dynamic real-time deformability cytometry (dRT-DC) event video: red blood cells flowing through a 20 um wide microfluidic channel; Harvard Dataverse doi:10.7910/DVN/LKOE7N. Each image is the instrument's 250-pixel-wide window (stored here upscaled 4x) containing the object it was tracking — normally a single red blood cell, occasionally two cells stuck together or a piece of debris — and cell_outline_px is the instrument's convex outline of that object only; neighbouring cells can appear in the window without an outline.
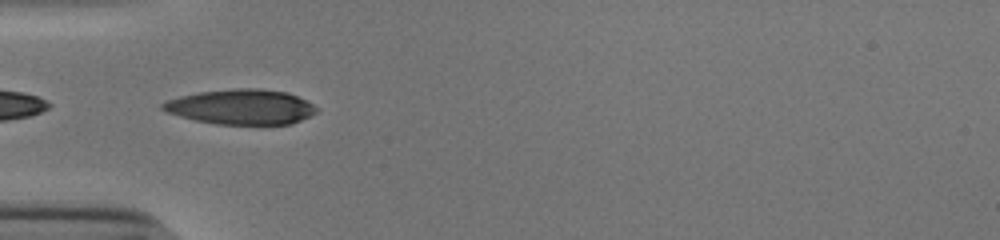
{"species": "human", "species_latin": "Homo sapiens", "temperature_condition": "cold", "stored_images_in_passage": 7, "camera_frame_rate_fps": 3000, "um_per_image_px": 0.085, "donor": {"sex": "male"}, "frame": {"image": 1, "passage_image": 1, "time_ms": 0.0, "image_size_px": [1000, 240], "cell_outline_px": [[320, 108], [316, 112], [292, 124], [216, 124], [196, 120], [180, 116], [168, 112], [160, 108], [160, 104], [168, 100], [180, 96], [200, 92], [236, 88], [260, 88], [288, 92]], "centroid_in_image_um": [20.51, 9.08], "position_along_channel_um": 64.5, "area_um2": 31.27}}
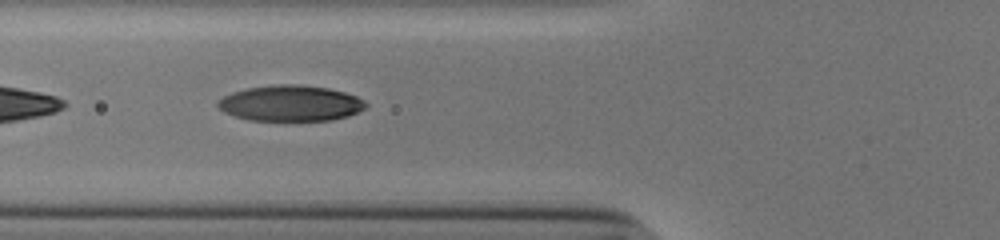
{"frame": {"image": 2, "passage_image": 4, "time_ms": 1.0, "image_size_px": [1000, 240], "cell_outline_px": [[368, 104], [364, 108], [348, 116], [332, 120], [248, 120], [224, 112], [216, 104], [224, 96], [232, 92], [248, 88], [280, 84], [296, 84], [328, 88], [344, 92], [356, 96], [364, 100]], "centroid_in_image_um": [24.71, 8.77], "position_along_channel_um": 101.1, "area_um2": 30.58}}
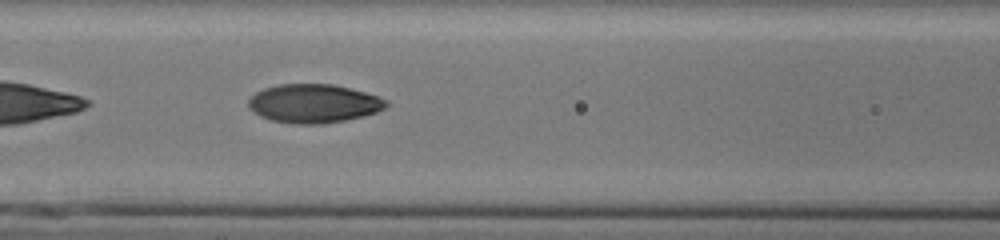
{"frame": {"image": 3, "passage_image": 7, "time_ms": 2.0, "image_size_px": [1000, 240], "cell_outline_px": [[388, 104], [384, 108], [376, 112], [364, 116], [344, 120], [320, 124], [292, 124], [272, 120], [260, 116], [252, 112], [248, 108], [248, 100], [256, 92], [264, 88], [276, 84], [332, 84], [380, 96], [388, 100]], "centroid_in_image_um": [26.64, 8.8], "position_along_channel_um": 140.0, "area_um2": 31.15}}